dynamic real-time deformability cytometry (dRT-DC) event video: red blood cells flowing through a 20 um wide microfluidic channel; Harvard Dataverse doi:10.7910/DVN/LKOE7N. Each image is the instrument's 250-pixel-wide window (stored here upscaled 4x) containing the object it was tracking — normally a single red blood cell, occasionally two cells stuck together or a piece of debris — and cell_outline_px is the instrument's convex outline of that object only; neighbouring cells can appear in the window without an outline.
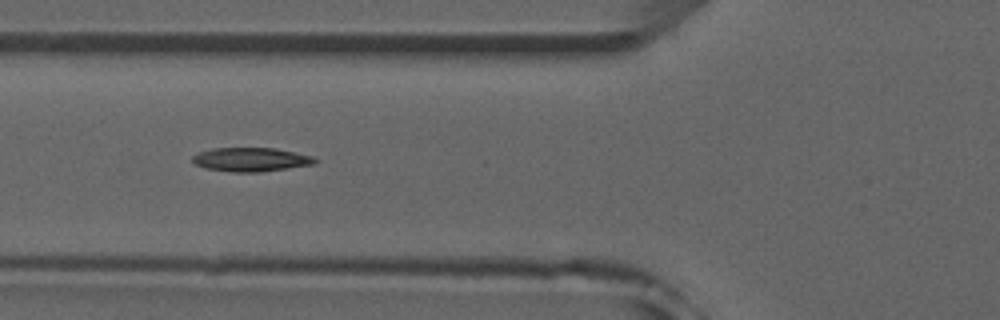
{"species": "common noctule bat (a hibernating species)", "species_latin": "Nyctalus noctula", "temperature_condition": "room temperature", "stored_images_in_passage": 38, "camera_frame_rate_fps": 3000, "um_per_image_px": 0.085, "animal": {"sex": "male", "forearm_length_mm": 52.5}, "frame": {"image": 1, "passage_image": 6, "time_ms": 1.667, "image_size_px": [1000, 320], "cell_outline_px": [[320, 160], [316, 164], [260, 172], [232, 172], [204, 168], [196, 164], [192, 160], [192, 156], [200, 152], [212, 148], [276, 148], [312, 156]], "centroid_in_image_um": [21.36, 13.56], "position_along_channel_um": 104.4, "area_um2": 17.11}}